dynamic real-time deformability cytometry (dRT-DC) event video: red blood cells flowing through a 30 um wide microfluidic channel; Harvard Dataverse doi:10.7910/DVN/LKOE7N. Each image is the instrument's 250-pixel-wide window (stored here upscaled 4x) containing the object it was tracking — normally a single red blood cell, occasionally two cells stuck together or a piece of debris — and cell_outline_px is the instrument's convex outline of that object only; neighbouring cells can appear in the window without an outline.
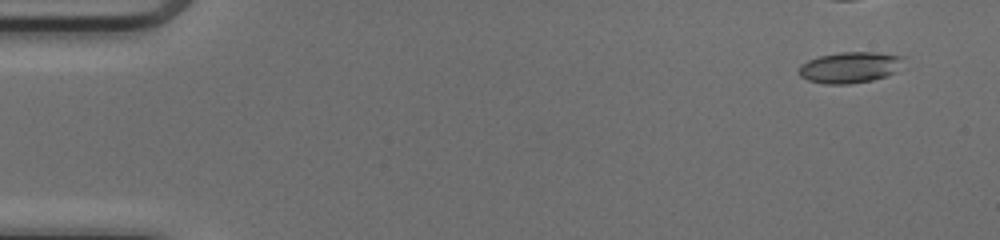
{"species": "common noctule bat (a hibernating species)", "species_latin": "Nyctalus noctula", "temperature_condition": "cold", "stored_images_in_passage": 37, "camera_frame_rate_fps": 3000, "um_per_image_px": 0.085, "animal": {"sex": "female", "body_mass_g": 17.0, "forearm_length_mm": 48.0}, "frame": {"image": 1, "passage_image": 1, "time_ms": 0.0, "image_size_px": [1000, 240], "cell_outline_px": [[900, 56], [892, 72], [884, 76], [872, 80], [848, 84], [824, 84], [808, 80], [800, 76], [800, 64], [808, 60], [820, 56], [840, 52], [876, 52]], "centroid_in_image_um": [72.1, 5.73], "position_along_channel_um": 12.9, "area_um2": 18.21}}